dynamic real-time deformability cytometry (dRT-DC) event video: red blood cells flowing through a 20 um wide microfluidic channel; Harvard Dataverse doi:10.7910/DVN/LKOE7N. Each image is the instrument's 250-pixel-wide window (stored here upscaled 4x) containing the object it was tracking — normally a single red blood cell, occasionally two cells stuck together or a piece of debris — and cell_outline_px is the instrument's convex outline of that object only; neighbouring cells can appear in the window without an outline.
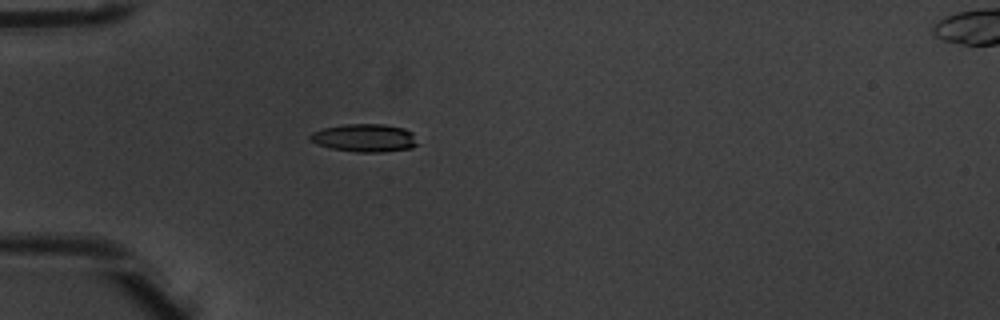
{"species": "common noctule bat (a hibernating species)", "species_latin": "Nyctalus noctula", "temperature_condition": "warm", "stored_images_in_passage": 1, "camera_frame_rate_fps": 3000, "um_per_image_px": 0.085, "animal": {"sex": "male", "body_mass_g": 20.1, "forearm_length_mm": 53.5}, "frame": {"image": 1, "passage_image": 1, "time_ms": 0.0, "image_size_px": [1000, 320], "cell_outline_px": [[416, 144], [412, 148], [384, 152], [356, 152], [332, 148], [316, 144], [308, 136], [312, 132], [324, 128], [348, 124], [384, 124], [404, 128], [412, 132]], "centroid_in_image_um": [30.99, 11.72], "position_along_channel_um": 54.0, "area_um2": 17.34}}